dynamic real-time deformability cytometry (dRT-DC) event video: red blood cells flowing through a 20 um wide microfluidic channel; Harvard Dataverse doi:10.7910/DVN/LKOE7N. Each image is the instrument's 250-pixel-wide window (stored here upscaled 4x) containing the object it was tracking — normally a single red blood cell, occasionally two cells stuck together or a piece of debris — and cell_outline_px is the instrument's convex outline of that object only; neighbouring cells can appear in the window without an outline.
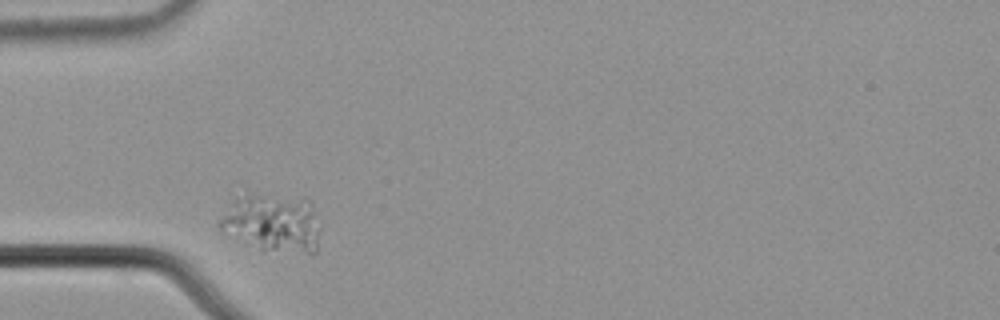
{"species": "common noctule bat (a hibernating species)", "species_latin": "Nyctalus noctula", "temperature_condition": "cold", "stored_images_in_passage": 2, "camera_frame_rate_fps": 3000, "um_per_image_px": 0.085, "animal": {"sex": "male", "body_mass_g": 21.5, "forearm_length_mm": 52.0}, "frame": {"image": 1, "passage_image": 1, "time_ms": 0.0, "image_size_px": [1000, 320], "cell_outline_px": [[320, 228], [316, 252], [264, 252], [224, 232], [220, 228], [220, 220], [232, 200], [244, 196], [308, 196], [312, 204]], "centroid_in_image_um": [23.23, 18.97], "position_along_channel_um": 61.8, "area_um2": 33.93}}